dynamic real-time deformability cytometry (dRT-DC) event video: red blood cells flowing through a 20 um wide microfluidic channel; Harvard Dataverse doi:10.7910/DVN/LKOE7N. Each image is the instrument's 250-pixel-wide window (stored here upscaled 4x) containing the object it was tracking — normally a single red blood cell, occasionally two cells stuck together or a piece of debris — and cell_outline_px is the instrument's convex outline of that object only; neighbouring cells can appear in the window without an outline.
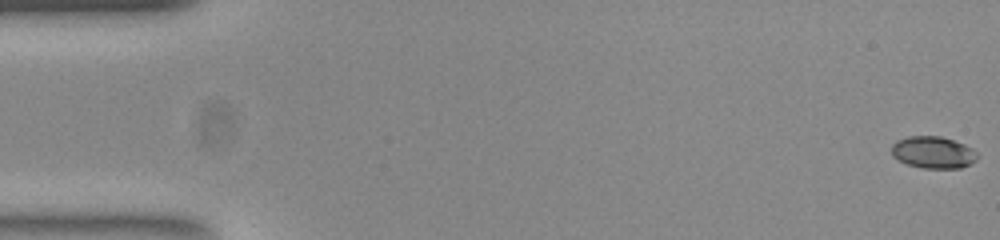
{"species": "common noctule bat (a hibernating species)", "species_latin": "Nyctalus noctula", "temperature_condition": "room temperature", "stored_images_in_passage": 53, "camera_frame_rate_fps": 3000, "um_per_image_px": 0.085, "animal": {"sex": "female", "body_mass_g": 23.0, "forearm_length_mm": 53.4}, "frame": {"image": 1, "passage_image": 1, "time_ms": 0.0, "image_size_px": [1000, 240], "cell_outline_px": [[976, 160], [960, 168], [924, 168], [908, 164], [892, 156], [892, 144], [896, 140], [908, 136], [940, 136], [964, 144], [972, 148], [976, 152]], "centroid_in_image_um": [79.29, 12.94], "position_along_channel_um": 5.7, "area_um2": 15.78}}
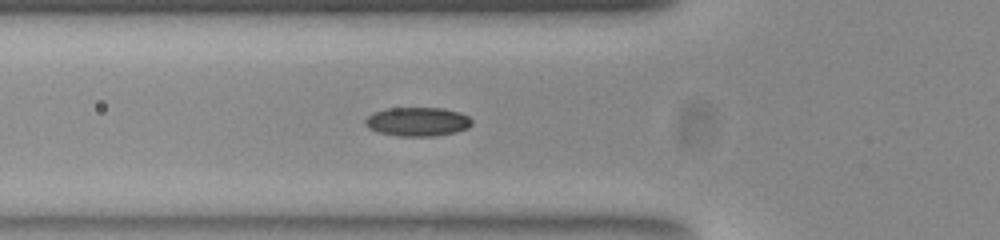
{"frame": {"image": 2, "passage_image": 19, "time_ms": 6.0, "image_size_px": [1000, 240], "cell_outline_px": [[472, 124], [468, 128], [456, 132], [432, 136], [400, 136], [380, 132], [368, 128], [364, 124], [364, 120], [372, 112], [384, 108], [444, 108], [460, 112], [468, 116], [472, 120]], "centroid_in_image_um": [35.48, 10.33], "position_along_channel_um": 90.3, "area_um2": 18.09}}
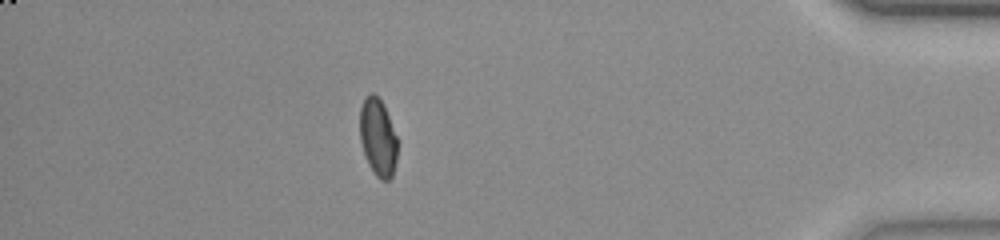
{"frame": {"image": 3, "passage_image": 47, "time_ms": 15.333, "image_size_px": [1000, 240], "cell_outline_px": [[396, 160], [392, 176], [388, 180], [380, 180], [376, 176], [368, 164], [360, 140], [360, 108], [364, 100], [372, 92], [384, 104], [396, 136]], "centroid_in_image_um": [32.11, 11.69], "position_along_channel_um": 403.1, "area_um2": 16.7}, "authors_computed_cell_mechanics": {"area_um2": 17.2244, "velocity_mm_per_s": 3.8619, "shape_relaxation_time_tau1_ms": 6.71, "shape_relaxation_time_tau2_ms": 1.7296, "deformation_change_tau1": 0.1855, "deformation_change_tau2": 0.0403}}